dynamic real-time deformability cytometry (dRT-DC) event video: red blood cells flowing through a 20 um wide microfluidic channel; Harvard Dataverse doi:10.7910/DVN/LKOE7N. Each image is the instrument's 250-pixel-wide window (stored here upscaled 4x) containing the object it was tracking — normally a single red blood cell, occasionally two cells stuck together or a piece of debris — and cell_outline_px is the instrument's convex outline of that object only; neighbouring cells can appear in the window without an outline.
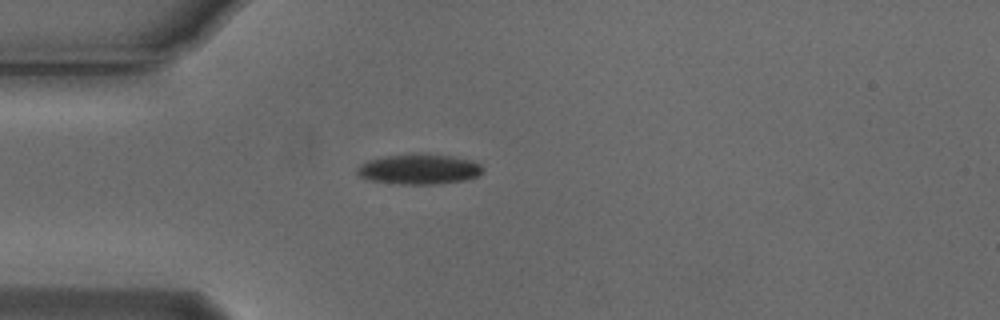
{"species": "Egyptian fruit bat (a non-hibernating species)", "species_latin": "Rousettus aegyptiacus", "temperature_condition": "cold", "stored_images_in_passage": 49, "camera_frame_rate_fps": 3000, "um_per_image_px": 0.085, "animal": {"sex": "male"}, "frame": {"image": 1, "passage_image": 9, "time_ms": 2.667, "image_size_px": [1000, 320], "cell_outline_px": [[484, 172], [476, 176], [464, 180], [440, 184], [396, 184], [368, 180], [360, 176], [356, 172], [356, 168], [360, 164], [368, 160], [388, 156], [452, 156], [476, 160], [484, 168]], "centroid_in_image_um": [35.65, 14.42], "position_along_channel_um": 49.4, "area_um2": 21.68}}
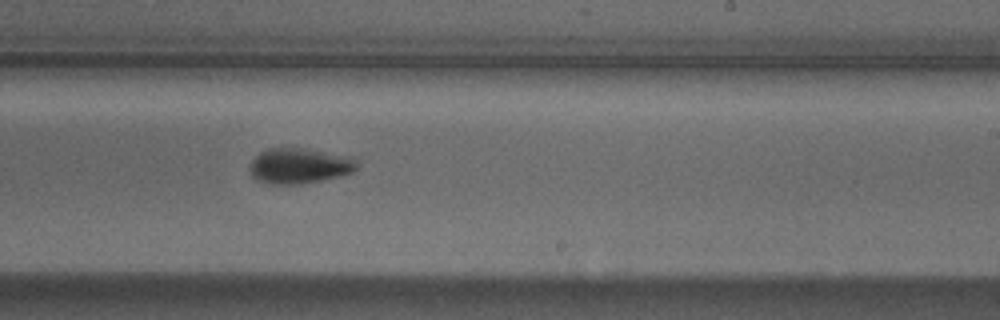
{"frame": {"image": 2, "passage_image": 27, "time_ms": 8.667, "image_size_px": [1000, 320], "cell_outline_px": [[356, 168], [352, 172], [340, 176], [324, 180], [300, 184], [268, 184], [256, 180], [252, 176], [248, 168], [252, 160], [260, 152], [268, 148], [300, 148], [352, 156], [356, 160]], "centroid_in_image_um": [25.42, 14.1], "position_along_channel_um": 263.6, "area_um2": 22.25}}
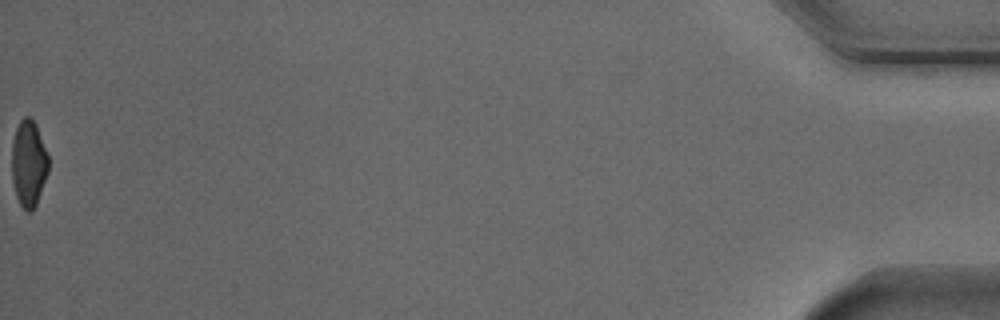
{"frame": {"image": 3, "passage_image": 49, "time_ms": 16.0, "image_size_px": [1000, 320], "cell_outline_px": [[48, 172], [36, 204], [28, 212], [20, 204], [16, 196], [12, 180], [12, 144], [16, 128], [20, 120], [24, 116], [28, 116], [36, 124], [48, 156]], "centroid_in_image_um": [2.42, 13.87], "position_along_channel_um": 432.8, "area_um2": 18.21}, "authors_computed_cell_mechanics": {"area_um2": 21.675, "velocity_mm_per_s": 3.7716, "shape_relaxation_time_tau1_ms": 2.2099, "shape_relaxation_time_tau2_ms": null, "deformation_change_tau1": 0.1292, "deformation_change_tau2": null}}